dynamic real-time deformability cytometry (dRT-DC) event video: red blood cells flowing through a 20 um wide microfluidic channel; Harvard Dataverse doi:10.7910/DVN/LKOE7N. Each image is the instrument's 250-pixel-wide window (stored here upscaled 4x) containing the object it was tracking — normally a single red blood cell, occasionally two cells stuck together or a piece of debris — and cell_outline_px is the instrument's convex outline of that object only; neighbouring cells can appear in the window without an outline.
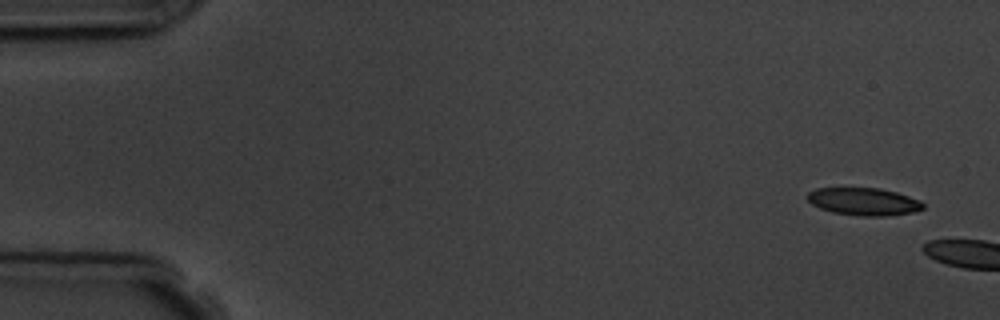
{"species": "common noctule bat (a hibernating species)", "species_latin": "Nyctalus noctula", "temperature_condition": "room temperature", "stored_images_in_passage": 2, "camera_frame_rate_fps": 3000, "um_per_image_px": 0.085, "animal": {"sex": "male", "body_mass_g": 19.5, "forearm_length_mm": 54.6}, "frame": {"image": 1, "passage_image": 1, "time_ms": 0.0, "image_size_px": [1000, 320], "cell_outline_px": [[924, 208], [912, 212], [888, 216], [860, 216], [832, 212], [820, 208], [812, 204], [808, 200], [808, 192], [816, 188], [880, 188], [896, 192], [920, 200], [924, 204]], "centroid_in_image_um": [73.42, 17.13], "position_along_channel_um": 11.6, "area_um2": 18.55}}